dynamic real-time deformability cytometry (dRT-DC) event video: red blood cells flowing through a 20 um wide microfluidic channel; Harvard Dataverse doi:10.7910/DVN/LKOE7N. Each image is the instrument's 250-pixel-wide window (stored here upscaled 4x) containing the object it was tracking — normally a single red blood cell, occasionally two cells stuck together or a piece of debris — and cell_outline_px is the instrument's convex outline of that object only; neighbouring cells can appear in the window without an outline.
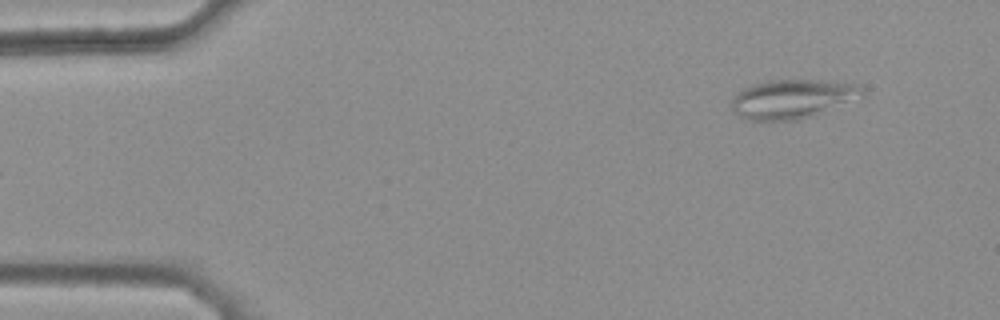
{"species": "common noctule bat (a hibernating species)", "species_latin": "Nyctalus noctula", "temperature_condition": "warm", "stored_images_in_passage": 42, "camera_frame_rate_fps": 3000, "um_per_image_px": 0.085, "animal": {"sex": "female", "body_mass_g": 25.1}, "frame": {"image": 1, "passage_image": 1, "time_ms": 0.0, "image_size_px": [1000, 320], "cell_outline_px": [[864, 92], [812, 116], [796, 120], [752, 120], [740, 116], [732, 108], [732, 100], [744, 88], [752, 84], [764, 80], [824, 80], [856, 84], [864, 88]], "centroid_in_image_um": [67.27, 8.38], "position_along_channel_um": 17.7, "area_um2": 28.73}}
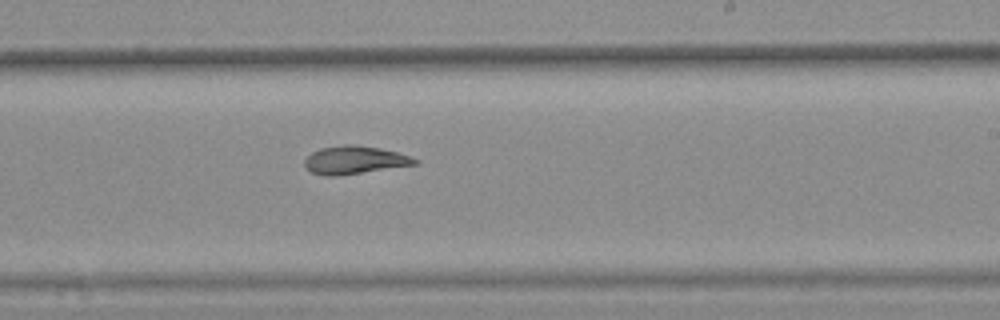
{"frame": {"image": 2, "passage_image": 27, "time_ms": 8.667, "image_size_px": [1000, 320], "cell_outline_px": [[420, 164], [336, 176], [324, 176], [312, 172], [304, 168], [304, 160], [312, 152], [320, 148], [344, 144], [352, 144], [380, 148], [396, 152], [420, 160]], "centroid_in_image_um": [30.12, 13.6], "position_along_channel_um": 258.9, "area_um2": 18.09}}
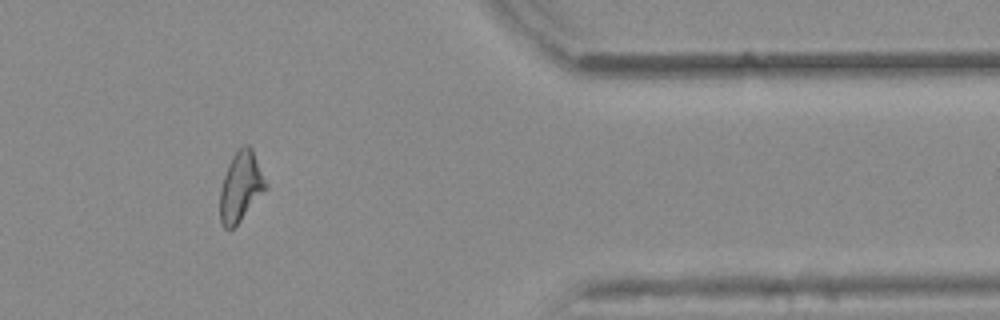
{"frame": {"image": 3, "passage_image": 39, "time_ms": 12.667, "image_size_px": [1000, 320], "cell_outline_px": [[268, 188], [240, 220], [232, 228], [224, 228], [220, 220], [220, 188], [228, 164], [232, 156], [244, 144], [248, 144], [252, 148], [268, 184]], "centroid_in_image_um": [20.48, 15.84], "position_along_channel_um": 390.9, "area_um2": 18.5}}